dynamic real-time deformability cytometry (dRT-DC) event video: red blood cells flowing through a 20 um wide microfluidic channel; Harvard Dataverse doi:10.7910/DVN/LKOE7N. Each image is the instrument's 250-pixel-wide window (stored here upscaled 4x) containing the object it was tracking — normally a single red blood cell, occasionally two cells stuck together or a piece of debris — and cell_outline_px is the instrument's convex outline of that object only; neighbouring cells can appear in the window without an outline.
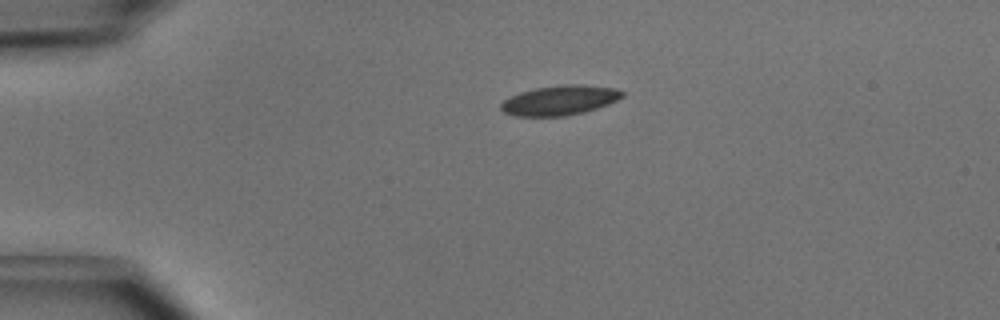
{"species": "common noctule bat (a hibernating species)", "species_latin": "Nyctalus noctula", "temperature_condition": "cold", "stored_images_in_passage": 2, "camera_frame_rate_fps": 3000, "um_per_image_px": 0.085, "animal": {"sex": "male", "body_mass_g": 15.6}, "frame": {"image": 1, "passage_image": 1, "time_ms": 0.0, "image_size_px": [1000, 320], "cell_outline_px": [[624, 96], [608, 104], [584, 112], [564, 116], [516, 116], [504, 112], [500, 108], [500, 104], [504, 100], [520, 92], [536, 88], [564, 84], [580, 84], [612, 88], [624, 92]], "centroid_in_image_um": [47.56, 8.52], "position_along_channel_um": 37.4, "area_um2": 20.81}}